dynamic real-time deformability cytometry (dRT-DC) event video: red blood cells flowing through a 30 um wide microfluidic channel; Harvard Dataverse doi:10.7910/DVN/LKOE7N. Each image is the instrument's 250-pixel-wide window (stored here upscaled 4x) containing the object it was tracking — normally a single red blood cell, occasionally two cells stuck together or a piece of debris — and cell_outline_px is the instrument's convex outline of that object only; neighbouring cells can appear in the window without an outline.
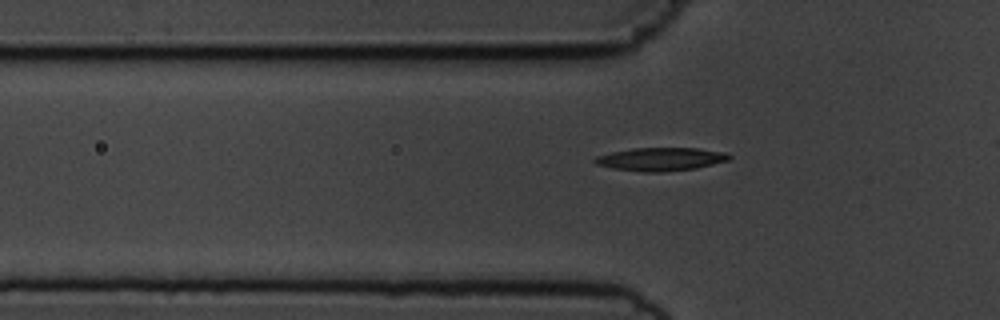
{"species": "common noctule bat (a hibernating species)", "species_latin": "Nyctalus noctula", "temperature_condition": "cold", "stored_images_in_passage": 39, "camera_frame_rate_fps": 3000, "um_per_image_px": 0.085, "animal": {"sex": "male", "body_mass_g": 19.5, "forearm_length_mm": 54.6}, "frame": {"image": 1, "passage_image": 2, "time_ms": 0.333, "image_size_px": [1000, 320], "cell_outline_px": [[732, 156], [728, 160], [696, 168], [660, 172], [644, 172], [612, 168], [596, 164], [592, 160], [596, 156], [612, 152], [632, 148], [700, 148], [728, 152]], "centroid_in_image_um": [56.18, 13.52], "position_along_channel_um": 69.6, "area_um2": 18.21}}
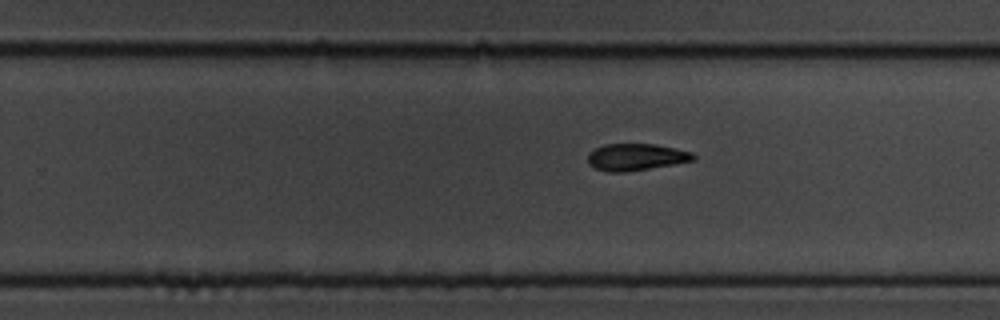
{"frame": {"image": 2, "passage_image": 19, "time_ms": 6.0, "image_size_px": [1000, 320], "cell_outline_px": [[696, 160], [624, 172], [608, 172], [596, 168], [588, 164], [588, 152], [604, 144], [656, 144], [692, 152], [696, 156]], "centroid_in_image_um": [54.05, 13.34], "position_along_channel_um": 275.8, "area_um2": 16.42}}
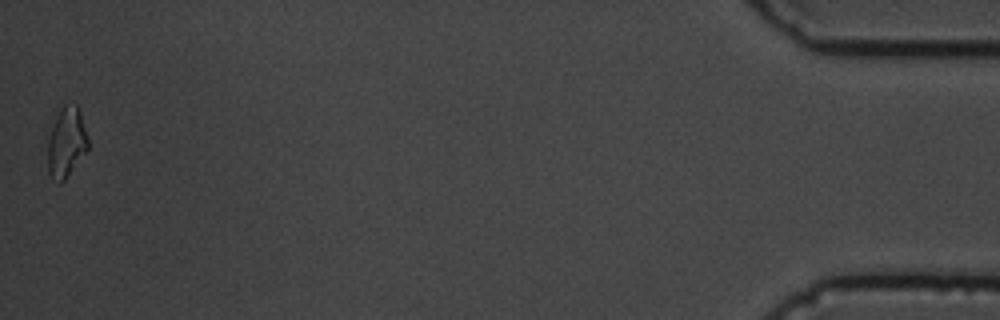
{"frame": {"image": 3, "passage_image": 39, "time_ms": 12.667, "image_size_px": [1000, 320], "cell_outline_px": [[88, 148], [64, 180], [60, 184], [48, 172], [48, 140], [56, 108], [64, 104], [76, 104], [80, 112], [88, 140]], "centroid_in_image_um": [5.61, 12.02], "position_along_channel_um": 429.6, "area_um2": 16.42}, "authors_computed_cell_mechanics": {"area_um2": 16.8198, "velocity_mm_per_s": 3.6515, "shape_relaxation_time_tau1_ms": 3.2063, "shape_relaxation_time_tau2_ms": 8.3799, "deformation_change_tau1": 0.11, "deformation_change_tau2": 0.1756}}